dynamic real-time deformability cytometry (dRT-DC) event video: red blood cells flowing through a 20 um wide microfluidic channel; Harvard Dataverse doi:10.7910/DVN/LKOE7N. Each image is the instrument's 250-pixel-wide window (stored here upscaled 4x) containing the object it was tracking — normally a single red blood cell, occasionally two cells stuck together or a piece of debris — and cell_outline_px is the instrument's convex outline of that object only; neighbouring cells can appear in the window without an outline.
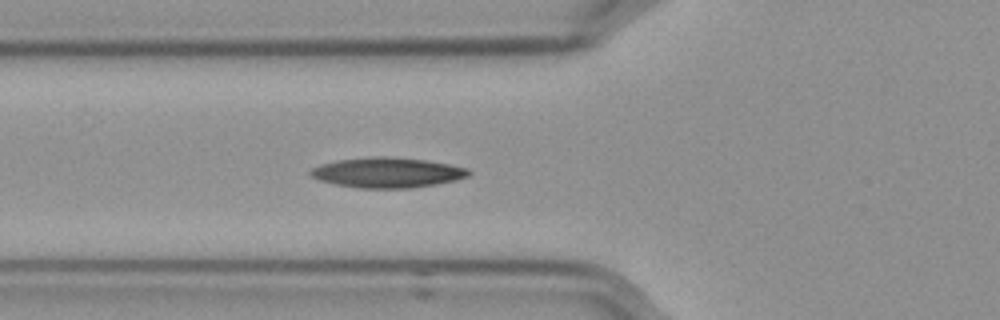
{"species": "Egyptian fruit bat (a non-hibernating species)", "species_latin": "Rousettus aegyptiacus", "temperature_condition": "cold", "stored_images_in_passage": 37, "camera_frame_rate_fps": 3000, "um_per_image_px": 0.085, "frame": {"image": 1, "passage_image": 11, "time_ms": 3.333, "image_size_px": [1000, 320], "cell_outline_px": [[472, 172], [468, 176], [456, 180], [436, 184], [408, 188], [360, 188], [336, 184], [320, 180], [312, 176], [308, 172], [312, 168], [320, 164], [340, 160], [380, 156], [384, 156], [424, 160], [448, 164], [468, 168]], "centroid_in_image_um": [32.94, 14.67], "position_along_channel_um": 92.9, "area_um2": 27.46}, "authors_computed_cell_mechanics": {"area_um2": 26.4146, "velocity_mm_per_s": 3.5628, "shape_relaxation_time_tau1_ms": null, "shape_relaxation_time_tau2_ms": 8.5346, "deformation_change_tau1": null, "deformation_change_tau2": 0.1554}}